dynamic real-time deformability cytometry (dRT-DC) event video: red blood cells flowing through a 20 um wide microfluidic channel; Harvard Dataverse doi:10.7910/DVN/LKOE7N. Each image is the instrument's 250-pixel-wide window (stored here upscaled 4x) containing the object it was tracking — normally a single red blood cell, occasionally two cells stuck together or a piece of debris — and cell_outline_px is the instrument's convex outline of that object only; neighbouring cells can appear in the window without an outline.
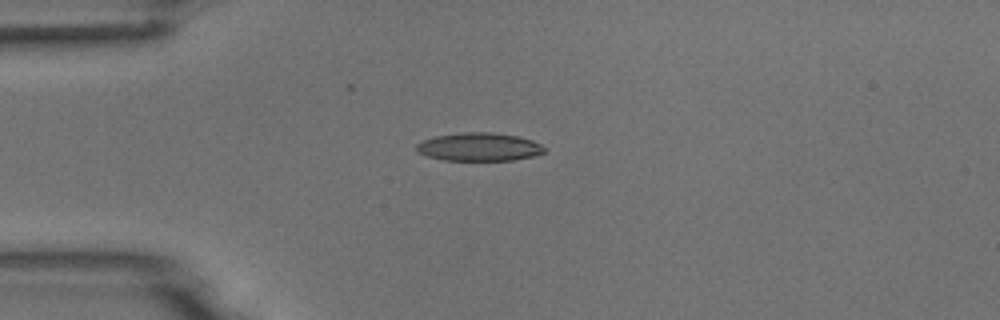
{"species": "common noctule bat (a hibernating species)", "species_latin": "Nyctalus noctula", "temperature_condition": "room temperature", "stored_images_in_passage": 3, "camera_frame_rate_fps": 3000, "um_per_image_px": 0.085, "animal": {"sex": "male", "body_mass_g": 18.8}, "frame": {"image": 1, "passage_image": 1, "time_ms": 0.0, "image_size_px": [1000, 320], "cell_outline_px": [[544, 152], [532, 156], [512, 160], [444, 160], [428, 156], [416, 152], [416, 144], [424, 140], [436, 136], [464, 132], [492, 132], [516, 136], [532, 140], [540, 144], [544, 148]], "centroid_in_image_um": [40.7, 12.48], "position_along_channel_um": 44.3, "area_um2": 20.81}}